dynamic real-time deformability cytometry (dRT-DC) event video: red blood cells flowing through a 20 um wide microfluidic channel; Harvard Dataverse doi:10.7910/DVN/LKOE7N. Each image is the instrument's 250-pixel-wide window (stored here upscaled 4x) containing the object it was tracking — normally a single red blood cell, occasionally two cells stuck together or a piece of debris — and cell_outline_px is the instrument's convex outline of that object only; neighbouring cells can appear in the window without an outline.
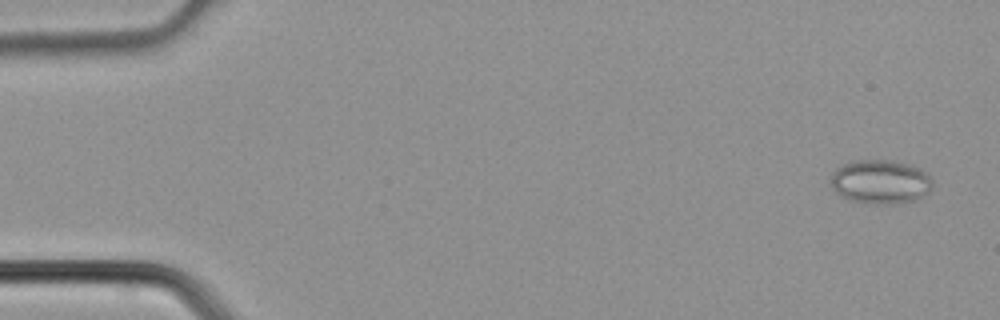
{"species": "common noctule bat (a hibernating species)", "species_latin": "Nyctalus noctula", "temperature_condition": "cold", "stored_images_in_passage": 4, "camera_frame_rate_fps": 3000, "um_per_image_px": 0.085, "animal": {"sex": "male", "body_mass_g": 21.5, "forearm_length_mm": 52.0}, "frame": {"image": 1, "passage_image": 1, "time_ms": 0.0, "image_size_px": [1000, 320], "cell_outline_px": [[932, 188], [920, 200], [892, 204], [876, 204], [852, 200], [840, 196], [832, 188], [832, 172], [836, 168], [844, 164], [856, 160], [892, 160], [908, 164], [920, 168], [932, 180]], "centroid_in_image_um": [74.86, 15.46], "position_along_channel_um": 10.1, "area_um2": 26.18}}